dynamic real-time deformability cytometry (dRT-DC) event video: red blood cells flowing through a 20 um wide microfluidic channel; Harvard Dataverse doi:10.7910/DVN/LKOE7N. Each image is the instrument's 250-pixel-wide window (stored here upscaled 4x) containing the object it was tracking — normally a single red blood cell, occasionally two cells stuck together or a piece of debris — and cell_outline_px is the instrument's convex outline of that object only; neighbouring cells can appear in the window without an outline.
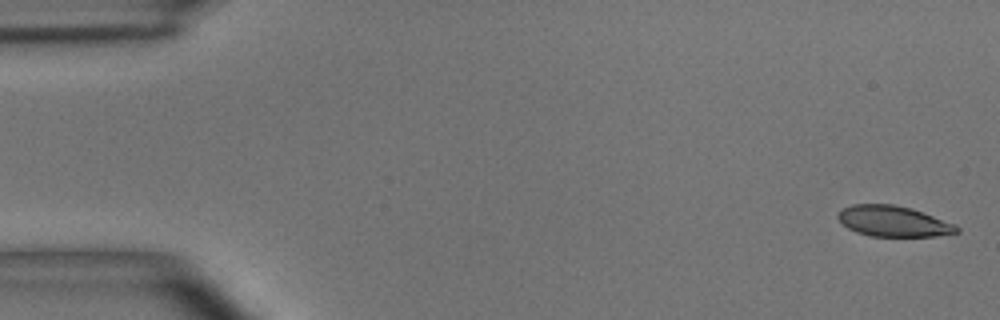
{"species": "common noctule bat (a hibernating species)", "species_latin": "Nyctalus noctula", "temperature_condition": "room temperature", "stored_images_in_passage": 6, "camera_frame_rate_fps": 3000, "um_per_image_px": 0.085, "animal": {"sex": "male", "body_mass_g": 15.6}, "frame": {"image": 1, "passage_image": 1, "time_ms": 0.0, "image_size_px": [1000, 320], "cell_outline_px": [[960, 232], [936, 236], [868, 236], [856, 232], [848, 228], [836, 216], [844, 208], [852, 204], [892, 204], [912, 208], [956, 224], [960, 228]], "centroid_in_image_um": [75.97, 18.81], "position_along_channel_um": 9.0, "area_um2": 21.27}}
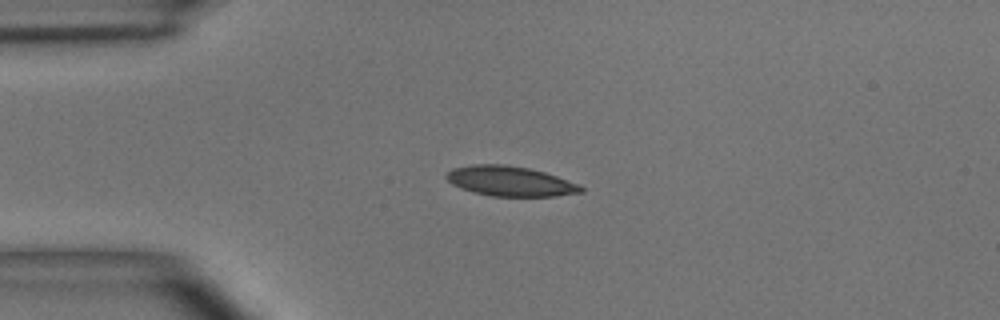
{"frame": {"image": 2, "passage_image": 4, "time_ms": 3.667, "image_size_px": [1000, 320], "cell_outline_px": [[584, 192], [556, 196], [492, 196], [476, 192], [452, 184], [444, 176], [452, 168], [472, 164], [504, 164], [528, 168], [544, 172], [580, 184], [584, 188]], "centroid_in_image_um": [43.39, 15.39], "position_along_channel_um": 41.6, "area_um2": 23.35}}
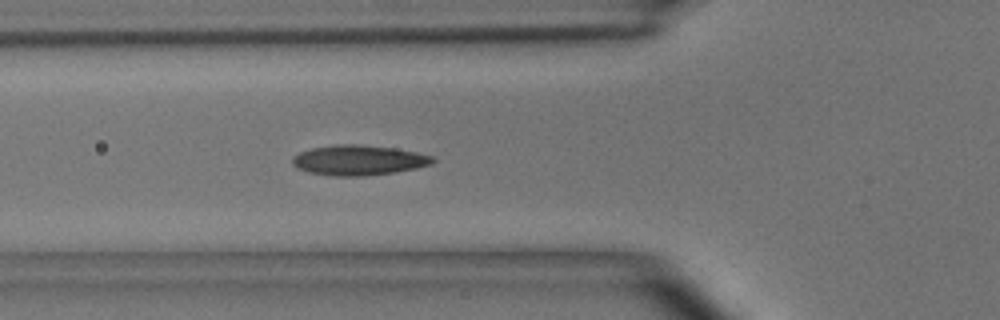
{"frame": {"image": 3, "passage_image": 6, "time_ms": 5.667, "image_size_px": [1000, 320], "cell_outline_px": [[436, 160], [432, 164], [416, 168], [396, 172], [364, 176], [332, 176], [308, 172], [296, 168], [292, 164], [292, 160], [300, 152], [312, 148], [336, 144], [356, 144], [392, 148], [416, 152], [432, 156]], "centroid_in_image_um": [30.48, 13.62], "position_along_channel_um": 95.3, "area_um2": 24.57}}